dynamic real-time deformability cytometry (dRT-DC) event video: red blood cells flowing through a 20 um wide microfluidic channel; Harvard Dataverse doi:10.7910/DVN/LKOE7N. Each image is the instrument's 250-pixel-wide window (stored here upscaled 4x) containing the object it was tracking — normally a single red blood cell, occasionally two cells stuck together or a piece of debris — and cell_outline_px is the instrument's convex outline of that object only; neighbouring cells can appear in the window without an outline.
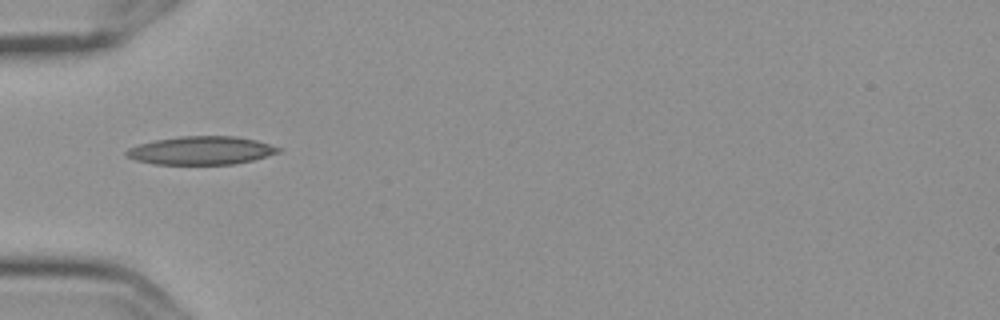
{"species": "Egyptian fruit bat (a non-hibernating species)", "species_latin": "Rousettus aegyptiacus", "temperature_condition": "cold", "stored_images_in_passage": 5, "camera_frame_rate_fps": 3000, "um_per_image_px": 0.085, "frame": {"image": 1, "passage_image": 1, "time_ms": 0.0, "image_size_px": [1000, 320], "cell_outline_px": [[280, 152], [252, 160], [232, 164], [152, 164], [136, 160], [128, 156], [124, 152], [128, 148], [140, 144], [156, 140], [180, 136], [236, 136], [256, 140], [280, 148]], "centroid_in_image_um": [17.08, 12.79], "position_along_channel_um": 67.9, "area_um2": 24.8}}
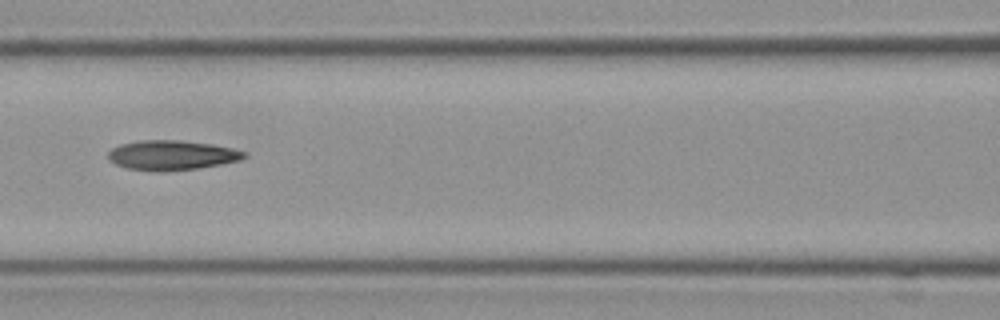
{"frame": {"image": 2, "passage_image": 3, "time_ms": 0.667, "image_size_px": [1000, 320], "cell_outline_px": [[248, 156], [240, 160], [220, 164], [196, 168], [128, 168], [116, 164], [108, 156], [108, 152], [112, 148], [120, 144], [140, 140], [180, 140], [212, 144], [232, 148], [248, 152]], "centroid_in_image_um": [14.67, 13.13], "position_along_channel_um": 151.9, "area_um2": 22.48}}
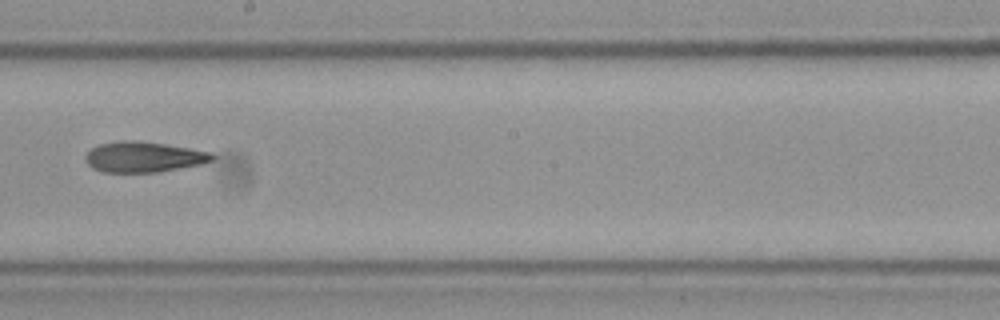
{"frame": {"image": 3, "passage_image": 5, "time_ms": 1.333, "image_size_px": [1000, 320], "cell_outline_px": [[216, 156], [212, 160], [200, 164], [156, 172], [100, 172], [92, 168], [88, 164], [88, 152], [92, 148], [100, 144], [116, 140], [136, 140], [164, 144], [212, 152]], "centroid_in_image_um": [12.21, 13.33], "position_along_channel_um": 236.0, "area_um2": 22.31}}